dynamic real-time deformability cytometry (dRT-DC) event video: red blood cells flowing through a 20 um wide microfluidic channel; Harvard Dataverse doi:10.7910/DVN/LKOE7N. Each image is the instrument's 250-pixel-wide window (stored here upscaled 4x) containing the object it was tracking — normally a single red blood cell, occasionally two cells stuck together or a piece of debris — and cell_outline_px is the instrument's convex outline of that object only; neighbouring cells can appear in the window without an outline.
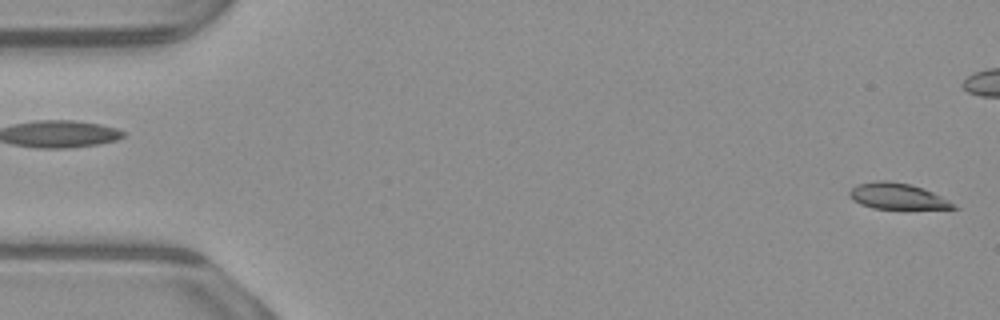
{"species": "common noctule bat (a hibernating species)", "species_latin": "Nyctalus noctula", "temperature_condition": "warm", "stored_images_in_passage": 43, "camera_frame_rate_fps": 3000, "um_per_image_px": 0.085, "animal": {"sex": "male", "body_mass_g": 23.1, "forearm_length_mm": 52.7}, "frame": {"image": 1, "passage_image": 1, "time_ms": 0.0, "image_size_px": [1000, 320], "cell_outline_px": [[960, 208], [872, 208], [860, 204], [852, 200], [848, 196], [848, 192], [856, 184], [876, 180], [888, 180], [912, 184], [924, 188], [948, 200]], "centroid_in_image_um": [76.2, 16.65], "position_along_channel_um": 8.8, "area_um2": 15.72}}
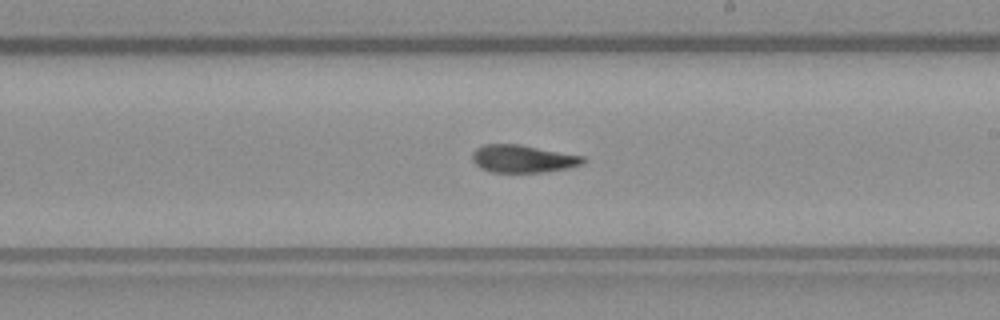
{"frame": {"image": 2, "passage_image": 30, "time_ms": 9.667, "image_size_px": [1000, 320], "cell_outline_px": [[588, 160], [584, 164], [568, 168], [544, 172], [492, 172], [480, 168], [472, 160], [472, 152], [476, 148], [484, 144], [520, 144], [584, 156]], "centroid_in_image_um": [44.47, 13.49], "position_along_channel_um": 244.5, "area_um2": 18.03}}
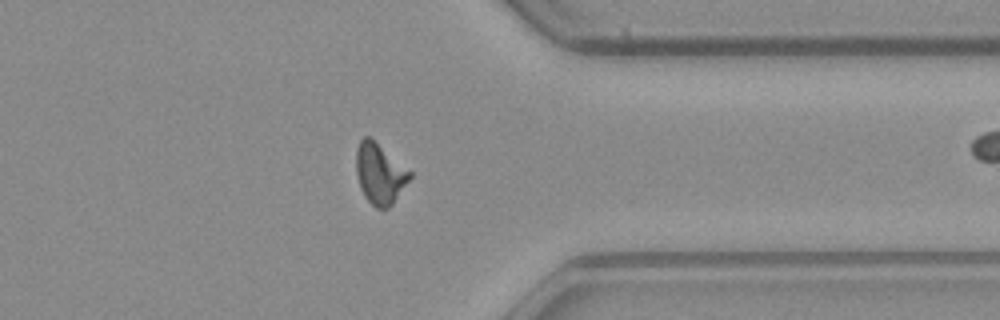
{"frame": {"image": 3, "passage_image": 41, "time_ms": 13.333, "image_size_px": [1000, 320], "cell_outline_px": [[412, 176], [392, 204], [388, 208], [376, 208], [364, 196], [360, 188], [356, 172], [356, 148], [360, 140], [364, 136], [368, 136], [412, 172]], "centroid_in_image_um": [32.26, 14.77], "position_along_channel_um": 379.1, "area_um2": 18.67}}